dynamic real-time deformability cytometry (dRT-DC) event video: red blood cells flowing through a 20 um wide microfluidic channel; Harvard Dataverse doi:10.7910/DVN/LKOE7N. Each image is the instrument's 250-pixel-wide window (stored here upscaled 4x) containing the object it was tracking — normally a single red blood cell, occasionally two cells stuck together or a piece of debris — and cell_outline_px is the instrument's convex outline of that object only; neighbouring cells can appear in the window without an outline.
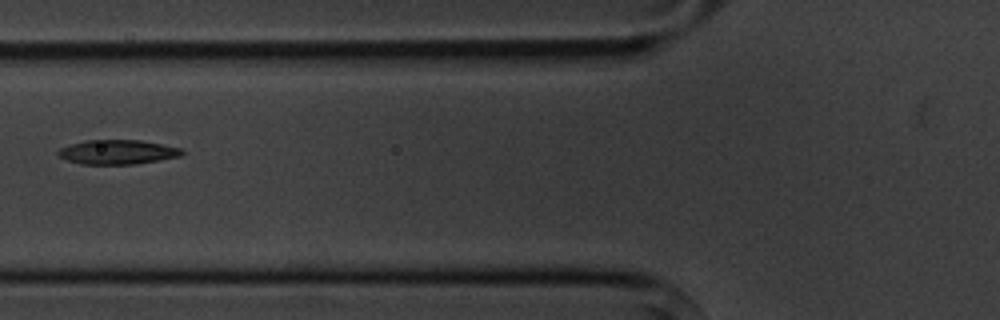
{"species": "common noctule bat (a hibernating species)", "species_latin": "Nyctalus noctula", "temperature_condition": "cold", "stored_images_in_passage": 6, "camera_frame_rate_fps": 3000, "um_per_image_px": 0.085, "animal": {"sex": "male", "body_mass_g": 20.1, "forearm_length_mm": 53.5}, "frame": {"image": 1, "passage_image": 6, "time_ms": 6.0, "image_size_px": [1000, 320], "cell_outline_px": [[184, 152], [180, 156], [160, 160], [136, 164], [80, 164], [68, 160], [60, 156], [56, 152], [60, 148], [84, 140], [140, 140], [180, 148]], "centroid_in_image_um": [9.98, 12.92], "position_along_channel_um": 115.8, "area_um2": 17.46}}